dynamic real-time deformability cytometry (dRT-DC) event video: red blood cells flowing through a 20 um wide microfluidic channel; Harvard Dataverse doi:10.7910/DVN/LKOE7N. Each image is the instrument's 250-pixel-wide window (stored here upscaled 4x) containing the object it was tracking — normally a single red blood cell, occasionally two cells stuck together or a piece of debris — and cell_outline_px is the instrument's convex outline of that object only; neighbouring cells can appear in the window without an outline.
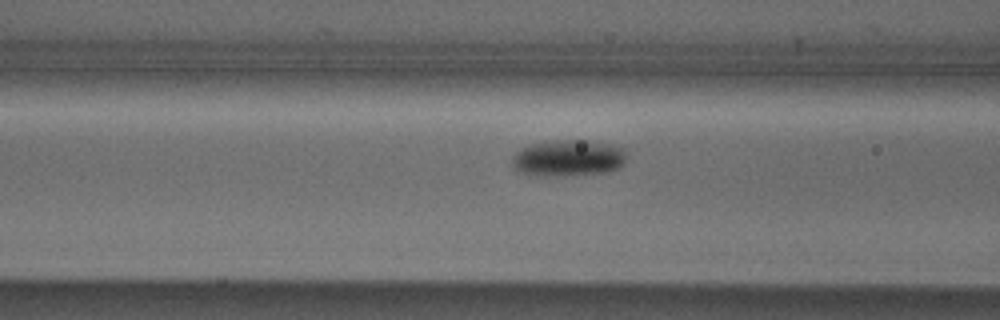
{"species": "Egyptian fruit bat (a non-hibernating species)", "species_latin": "Rousettus aegyptiacus", "temperature_condition": "cold", "stored_images_in_passage": 9, "camera_frame_rate_fps": 3000, "um_per_image_px": 0.085, "animal": {"sex": "male"}, "frame": {"image": 1, "passage_image": 7, "time_ms": 2.0, "image_size_px": [1000, 320], "cell_outline_px": [[624, 164], [620, 168], [608, 172], [564, 176], [540, 176], [520, 172], [512, 164], [512, 156], [520, 148], [528, 144], [544, 140], [588, 140], [612, 144], [624, 148]], "centroid_in_image_um": [48.28, 13.42], "position_along_channel_um": 118.3, "area_um2": 24.8}}